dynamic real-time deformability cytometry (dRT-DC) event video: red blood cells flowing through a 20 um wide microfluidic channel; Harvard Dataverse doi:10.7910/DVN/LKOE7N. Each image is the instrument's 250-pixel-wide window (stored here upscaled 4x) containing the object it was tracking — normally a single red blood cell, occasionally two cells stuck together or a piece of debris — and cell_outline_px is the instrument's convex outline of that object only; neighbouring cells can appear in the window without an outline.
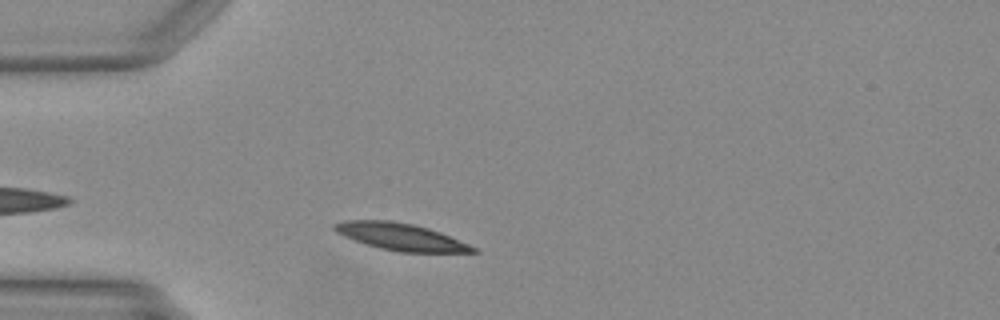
{"species": "Egyptian fruit bat (a non-hibernating species)", "species_latin": "Rousettus aegyptiacus", "temperature_condition": "warm", "stored_images_in_passage": 31, "camera_frame_rate_fps": 3000, "um_per_image_px": 0.085, "animal": {"sex": "female"}, "frame": {"image": 1, "passage_image": 3, "time_ms": 0.667, "image_size_px": [1000, 320], "cell_outline_px": [[480, 252], [400, 252], [380, 248], [364, 244], [344, 236], [336, 232], [332, 228], [332, 224], [344, 220], [392, 220], [412, 224], [428, 228], [440, 232], [468, 244], [476, 248]], "centroid_in_image_um": [34.01, 20.12], "position_along_channel_um": 51.0, "area_um2": 21.79}}
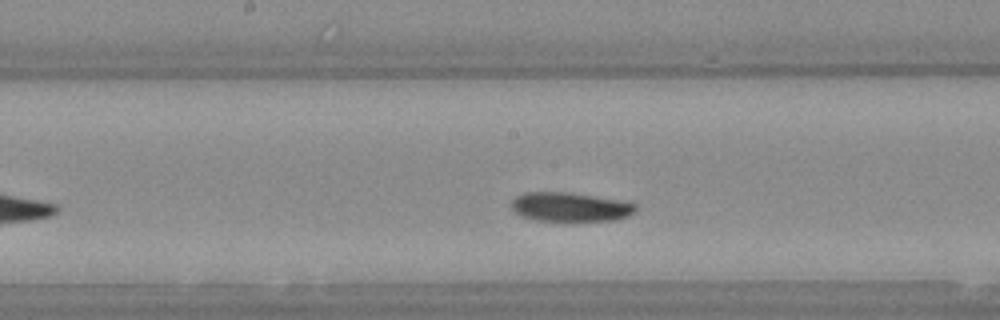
{"frame": {"image": 2, "passage_image": 15, "time_ms": 4.667, "image_size_px": [1000, 320], "cell_outline_px": [[636, 212], [628, 216], [616, 220], [536, 220], [520, 216], [512, 212], [512, 200], [516, 196], [524, 192], [564, 192], [632, 200], [636, 204]], "centroid_in_image_um": [48.52, 17.57], "position_along_channel_um": 199.7, "area_um2": 21.44}}
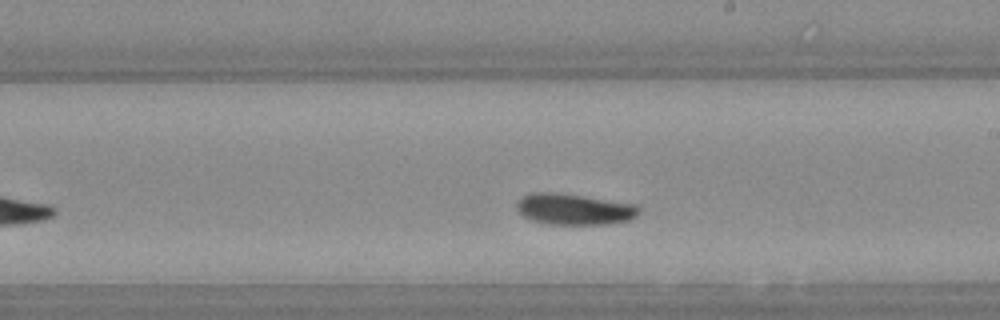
{"frame": {"image": 3, "passage_image": 18, "time_ms": 5.667, "image_size_px": [1000, 320], "cell_outline_px": [[640, 212], [636, 216], [628, 220], [608, 224], [548, 224], [532, 220], [524, 216], [516, 208], [516, 200], [520, 196], [528, 192], [552, 192], [584, 196], [636, 204], [640, 208]], "centroid_in_image_um": [48.76, 17.77], "position_along_channel_um": 240.2, "area_um2": 22.31}}